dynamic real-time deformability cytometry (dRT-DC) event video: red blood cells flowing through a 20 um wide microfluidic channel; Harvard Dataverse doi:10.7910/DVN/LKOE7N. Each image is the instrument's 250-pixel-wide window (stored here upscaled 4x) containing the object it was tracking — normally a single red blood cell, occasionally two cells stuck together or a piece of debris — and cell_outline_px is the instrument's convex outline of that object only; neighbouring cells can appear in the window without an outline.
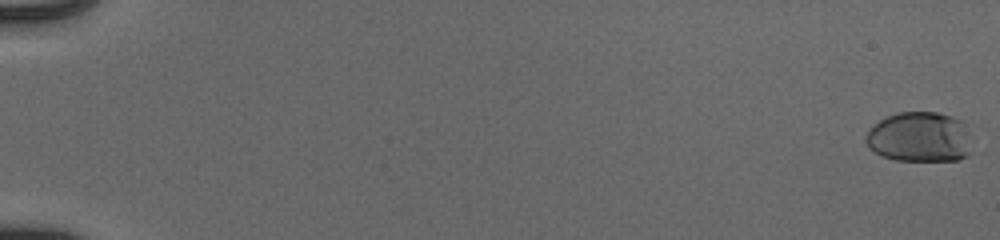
{"species": "human", "species_latin": "Homo sapiens", "temperature_condition": "cold", "stored_images_in_passage": 55, "camera_frame_rate_fps": 3000, "um_per_image_px": 0.085, "donor": {"sex": "male"}, "frame": {"image": 1, "passage_image": 1, "time_ms": 0.0, "image_size_px": [1000, 240], "cell_outline_px": [[972, 152], [968, 156], [960, 160], [896, 160], [880, 156], [868, 148], [864, 140], [868, 132], [880, 120], [896, 112], [936, 112], [952, 116], [964, 120]], "centroid_in_image_um": [78.18, 11.66], "position_along_channel_um": 6.8, "area_um2": 31.27}}
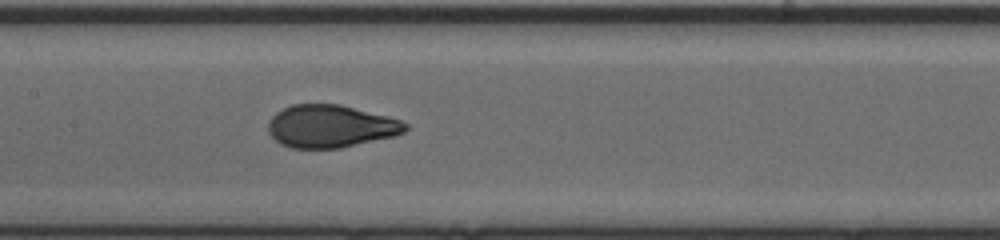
{"frame": {"image": 2, "passage_image": 30, "time_ms": 9.667, "image_size_px": [1000, 240], "cell_outline_px": [[408, 128], [404, 132], [396, 136], [340, 148], [292, 148], [280, 144], [268, 132], [268, 120], [276, 112], [292, 104], [340, 104], [388, 116], [400, 120], [408, 124]], "centroid_in_image_um": [28.11, 10.73], "position_along_channel_um": 179.3, "area_um2": 34.22}}
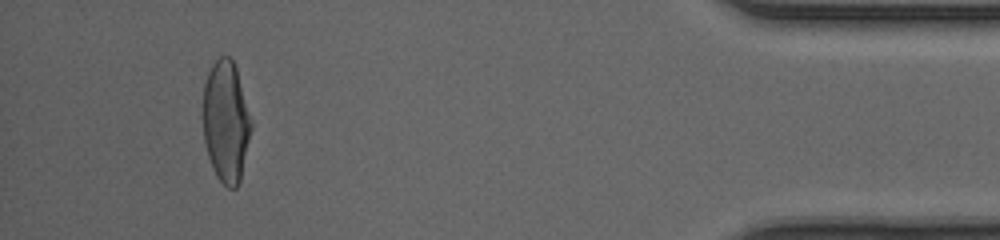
{"frame": {"image": 3, "passage_image": 52, "time_ms": 17.0, "image_size_px": [1000, 240], "cell_outline_px": [[252, 128], [240, 180], [236, 188], [228, 188], [216, 176], [212, 168], [208, 156], [204, 140], [204, 84], [208, 72], [212, 64], [220, 56], [228, 56], [232, 60], [236, 68], [252, 120]], "centroid_in_image_um": [19.22, 10.34], "position_along_channel_um": 416.0, "area_um2": 33.93}, "authors_computed_cell_mechanics": {"area_um2": 34.1598, "velocity_mm_per_s": 3.9711, "shape_relaxation_time_tau1_ms": 3.4724, "shape_relaxation_time_tau2_ms": null, "deformation_change_tau1": 0.192, "deformation_change_tau2": null}}